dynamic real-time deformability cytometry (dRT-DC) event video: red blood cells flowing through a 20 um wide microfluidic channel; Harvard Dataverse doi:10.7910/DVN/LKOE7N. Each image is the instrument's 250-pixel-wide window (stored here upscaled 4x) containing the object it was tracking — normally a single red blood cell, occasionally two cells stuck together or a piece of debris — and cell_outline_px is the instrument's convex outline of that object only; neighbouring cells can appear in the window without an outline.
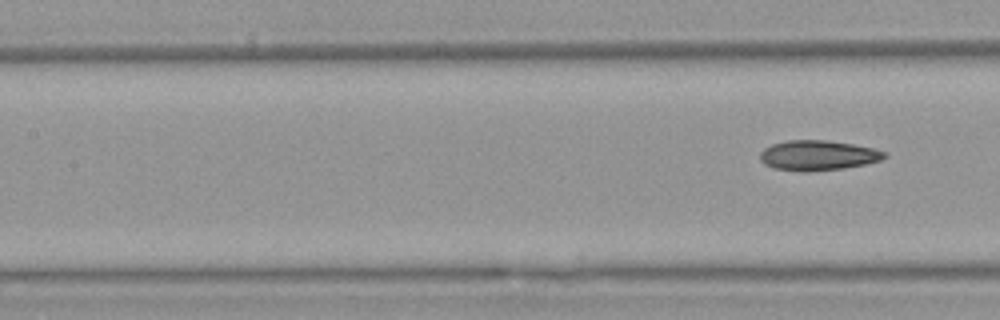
{"species": "Egyptian fruit bat (a non-hibernating species)", "species_latin": "Rousettus aegyptiacus", "temperature_condition": "warm", "stored_images_in_passage": 19, "camera_frame_rate_fps": 3000, "um_per_image_px": 0.085, "animal": {"sex": "female"}, "frame": {"image": 1, "passage_image": 19, "time_ms": 6.0, "image_size_px": [1000, 320], "cell_outline_px": [[888, 156], [880, 160], [864, 164], [844, 168], [804, 172], [800, 172], [776, 168], [764, 164], [760, 160], [760, 152], [764, 148], [772, 144], [788, 140], [828, 140], [852, 144], [872, 148], [888, 152]], "centroid_in_image_um": [69.52, 13.2], "position_along_channel_um": 137.9, "area_um2": 21.79}}